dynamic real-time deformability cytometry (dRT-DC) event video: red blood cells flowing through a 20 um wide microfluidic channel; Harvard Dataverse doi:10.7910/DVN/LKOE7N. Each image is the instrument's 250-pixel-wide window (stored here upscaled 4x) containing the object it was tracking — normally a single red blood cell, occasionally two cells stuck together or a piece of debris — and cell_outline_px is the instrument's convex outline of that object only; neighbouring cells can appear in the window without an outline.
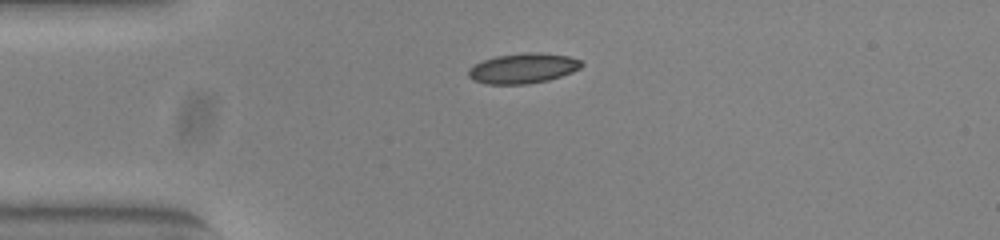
{"species": "common noctule bat (a hibernating species)", "species_latin": "Nyctalus noctula", "temperature_condition": "warm", "stored_images_in_passage": 41, "camera_frame_rate_fps": 3000, "um_per_image_px": 0.085, "animal": {"sex": "female", "body_mass_g": 23.0, "forearm_length_mm": 53.4}, "frame": {"image": 1, "passage_image": 1, "time_ms": 0.0, "image_size_px": [1000, 240], "cell_outline_px": [[584, 64], [580, 68], [572, 72], [548, 80], [528, 84], [488, 84], [472, 80], [468, 76], [468, 68], [484, 60], [496, 56], [524, 52], [540, 52], [568, 56], [580, 60]], "centroid_in_image_um": [44.45, 5.8], "position_along_channel_um": 40.5, "area_um2": 19.88}}
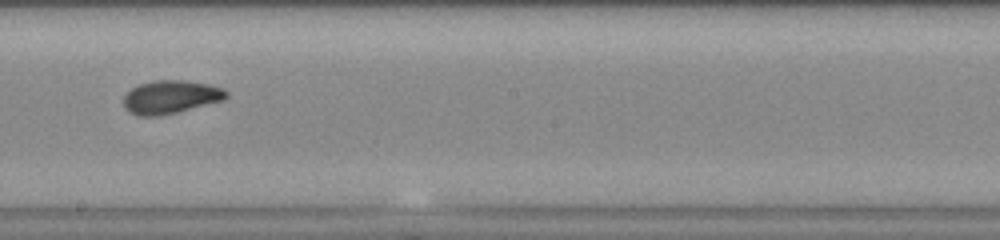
{"frame": {"image": 2, "passage_image": 18, "time_ms": 5.667, "image_size_px": [1000, 240], "cell_outline_px": [[228, 96], [224, 100], [160, 116], [136, 116], [128, 112], [124, 108], [124, 96], [132, 88], [140, 84], [152, 80], [184, 80], [208, 84], [224, 88], [228, 92]], "centroid_in_image_um": [14.5, 8.25], "position_along_channel_um": 233.7, "area_um2": 20.0}}
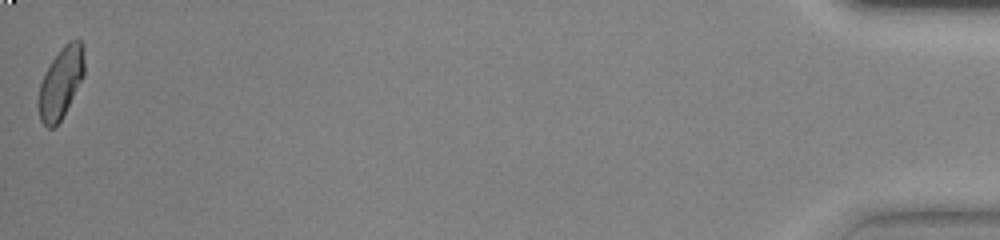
{"frame": {"image": 3, "passage_image": 41, "time_ms": 13.333, "image_size_px": [1000, 240], "cell_outline_px": [[84, 76], [60, 120], [52, 128], [48, 128], [40, 120], [40, 84], [52, 60], [60, 48], [68, 40], [80, 40], [84, 44]], "centroid_in_image_um": [5.22, 6.96], "position_along_channel_um": 430.0, "area_um2": 18.44}, "authors_computed_cell_mechanics": {"area_um2": 19.4786, "velocity_mm_per_s": 3.879, "shape_relaxation_time_tau1_ms": 3.4277, "shape_relaxation_time_tau2_ms": 1.6207, "deformation_change_tau1": 0.116, "deformation_change_tau2": 0.0566}}